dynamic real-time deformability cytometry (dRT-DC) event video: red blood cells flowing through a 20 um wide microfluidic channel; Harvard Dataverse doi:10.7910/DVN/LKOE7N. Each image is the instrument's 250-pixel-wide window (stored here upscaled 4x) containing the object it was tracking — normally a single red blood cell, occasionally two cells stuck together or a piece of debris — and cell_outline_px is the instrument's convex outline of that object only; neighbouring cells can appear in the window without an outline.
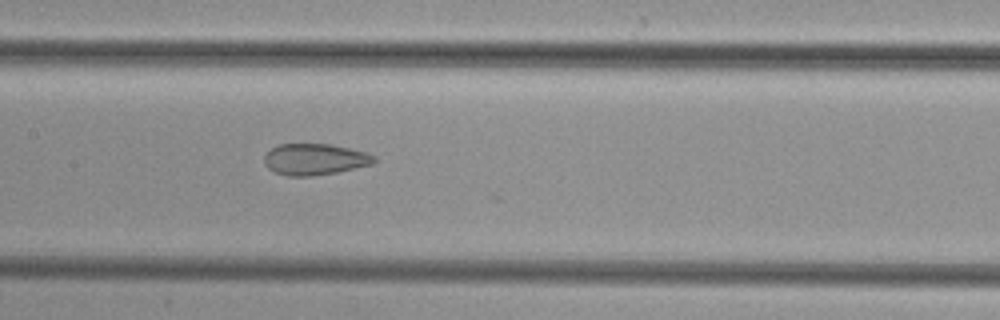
{"species": "common noctule bat (a hibernating species)", "species_latin": "Nyctalus noctula", "temperature_condition": "cold", "stored_images_in_passage": 26, "camera_frame_rate_fps": 3000, "um_per_image_px": 0.085, "animal": {"sex": "female", "body_mass_g": 29.2, "forearm_length_mm": 56.3}, "frame": {"image": 1, "passage_image": 22, "time_ms": 7.0, "image_size_px": [1000, 320], "cell_outline_px": [[376, 160], [372, 164], [336, 172], [312, 176], [288, 176], [276, 172], [268, 168], [264, 164], [264, 156], [272, 148], [280, 144], [332, 144], [368, 152], [376, 156]], "centroid_in_image_um": [26.77, 13.53], "position_along_channel_um": 180.6, "area_um2": 20.06}}
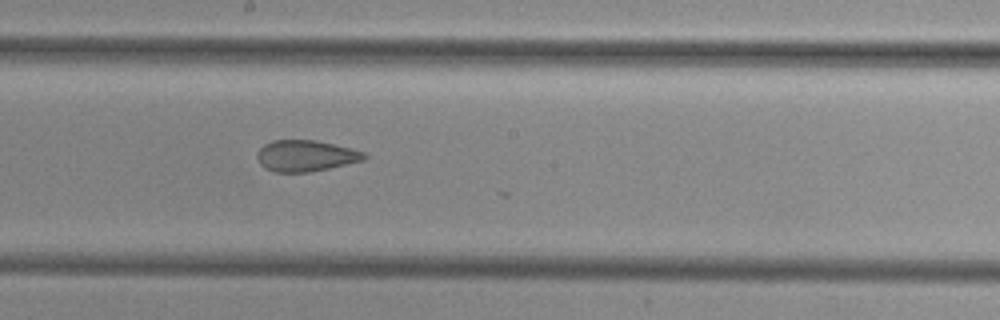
{"frame": {"image": 2, "passage_image": 25, "time_ms": 8.0, "image_size_px": [1000, 320], "cell_outline_px": [[368, 156], [364, 160], [328, 168], [308, 172], [276, 172], [264, 168], [260, 164], [256, 156], [256, 152], [264, 144], [272, 140], [316, 140], [352, 148], [364, 152]], "centroid_in_image_um": [25.96, 13.23], "position_along_channel_um": 222.2, "area_um2": 19.54}}